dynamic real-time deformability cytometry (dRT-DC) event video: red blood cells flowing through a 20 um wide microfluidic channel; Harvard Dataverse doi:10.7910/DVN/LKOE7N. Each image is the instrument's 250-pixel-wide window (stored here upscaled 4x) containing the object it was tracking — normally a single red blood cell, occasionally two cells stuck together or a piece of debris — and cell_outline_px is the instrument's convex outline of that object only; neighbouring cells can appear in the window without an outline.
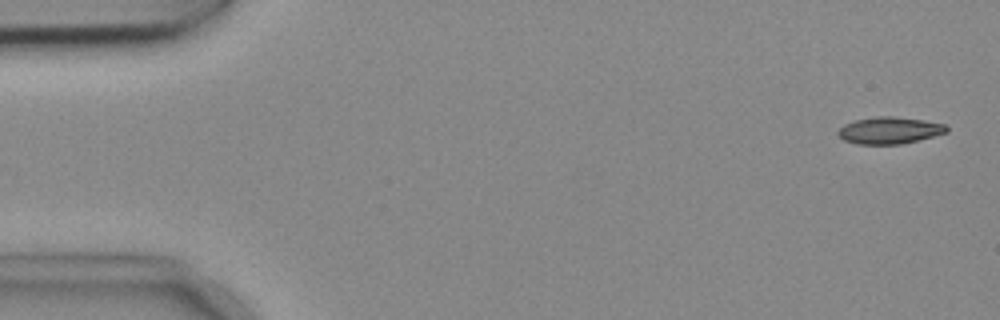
{"species": "common noctule bat (a hibernating species)", "species_latin": "Nyctalus noctula", "temperature_condition": "cold", "stored_images_in_passage": 51, "camera_frame_rate_fps": 3000, "um_per_image_px": 0.085, "animal": {"sex": "female", "body_mass_g": 18.4}, "frame": {"image": 1, "passage_image": 2, "time_ms": 0.333, "image_size_px": [1000, 320], "cell_outline_px": [[948, 132], [900, 144], [856, 144], [844, 140], [836, 132], [844, 124], [856, 120], [876, 116], [892, 116], [924, 120], [948, 124]], "centroid_in_image_um": [75.61, 11.07], "position_along_channel_um": 9.4, "area_um2": 16.94}}
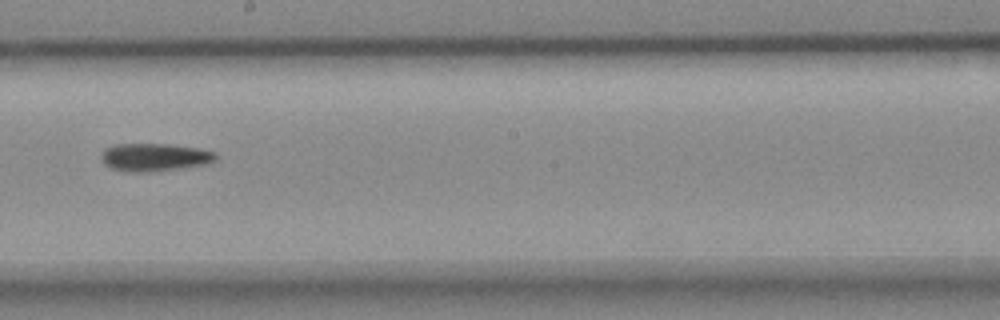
{"frame": {"image": 2, "passage_image": 30, "time_ms": 9.667, "image_size_px": [1000, 320], "cell_outline_px": [[216, 160], [212, 164], [184, 168], [152, 172], [128, 172], [112, 168], [104, 164], [100, 156], [108, 148], [116, 144], [168, 144], [200, 148], [216, 152]], "centroid_in_image_um": [13.22, 13.38], "position_along_channel_um": 235.0, "area_um2": 18.84}}
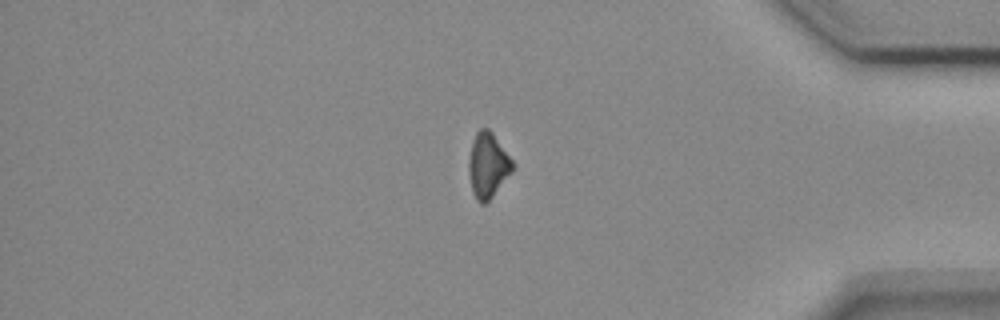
{"frame": {"image": 3, "passage_image": 45, "time_ms": 14.667, "image_size_px": [1000, 320], "cell_outline_px": [[512, 172], [492, 196], [484, 204], [480, 204], [476, 200], [472, 192], [468, 168], [468, 160], [472, 144], [476, 132], [480, 128], [488, 128], [492, 132], [512, 160]], "centroid_in_image_um": [41.44, 14.05], "position_along_channel_um": 393.8, "area_um2": 16.36}, "authors_computed_cell_mechanics": {"area_um2": 17.629, "velocity_mm_per_s": 3.7395, "shape_relaxation_time_tau1_ms": 6.9637, "shape_relaxation_time_tau2_ms": null, "deformation_change_tau1": 0.1399, "deformation_change_tau2": null}}